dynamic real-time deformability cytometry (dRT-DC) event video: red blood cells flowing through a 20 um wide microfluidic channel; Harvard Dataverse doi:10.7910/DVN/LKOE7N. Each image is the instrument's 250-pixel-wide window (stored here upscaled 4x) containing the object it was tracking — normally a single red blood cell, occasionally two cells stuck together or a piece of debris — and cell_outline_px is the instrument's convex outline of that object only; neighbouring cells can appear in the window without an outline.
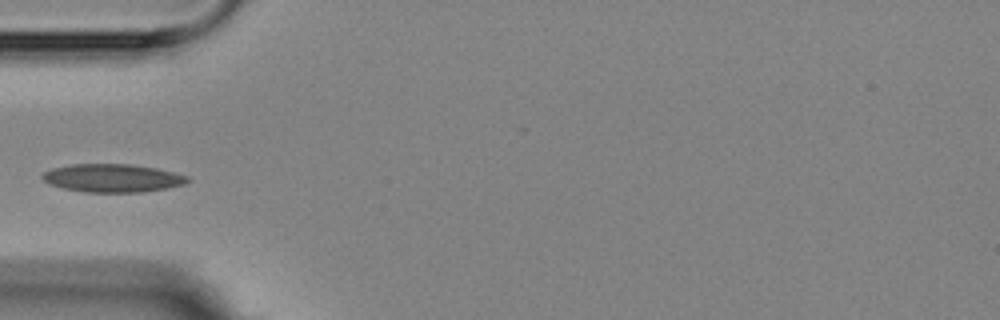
{"species": "Egyptian fruit bat (a non-hibernating species)", "species_latin": "Rousettus aegyptiacus", "temperature_condition": "room temperature", "stored_images_in_passage": 6, "camera_frame_rate_fps": 3000, "um_per_image_px": 0.085, "animal": {"sex": "female"}, "frame": {"image": 1, "passage_image": 6, "time_ms": 5.667, "image_size_px": [1000, 320], "cell_outline_px": [[192, 180], [184, 184], [168, 188], [140, 192], [80, 192], [48, 184], [40, 176], [44, 172], [52, 168], [72, 164], [132, 164], [156, 168], [188, 176]], "centroid_in_image_um": [9.56, 15.13], "position_along_channel_um": 75.4, "area_um2": 23.93}}